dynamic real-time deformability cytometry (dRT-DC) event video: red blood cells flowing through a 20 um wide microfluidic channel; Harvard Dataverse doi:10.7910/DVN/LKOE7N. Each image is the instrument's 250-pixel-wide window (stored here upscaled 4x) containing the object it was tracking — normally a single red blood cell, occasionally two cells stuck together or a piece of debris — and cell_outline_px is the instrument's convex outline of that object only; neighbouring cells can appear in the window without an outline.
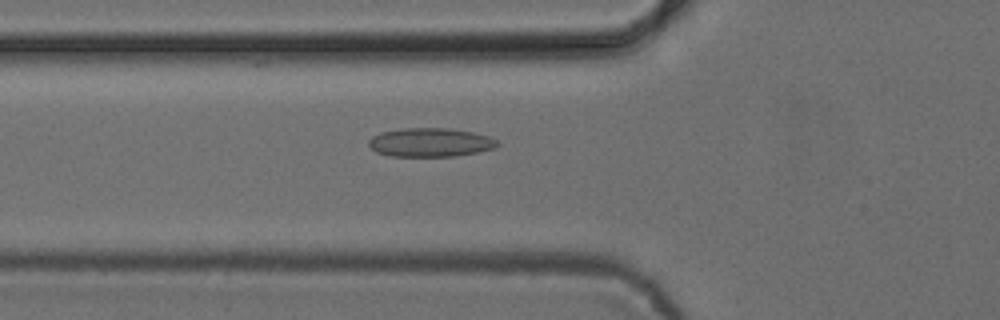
{"species": "common noctule bat (a hibernating species)", "species_latin": "Nyctalus noctula", "temperature_condition": "cold", "stored_images_in_passage": 47, "camera_frame_rate_fps": 3000, "um_per_image_px": 0.085, "animal": {"sex": "female", "body_mass_g": 24.6, "forearm_length_mm": 56.2}, "frame": {"image": 1, "passage_image": 14, "time_ms": 4.333, "image_size_px": [1000, 320], "cell_outline_px": [[500, 144], [496, 148], [480, 152], [456, 156], [392, 156], [376, 152], [368, 144], [368, 140], [372, 136], [380, 132], [404, 128], [448, 128], [472, 132], [488, 136], [496, 140]], "centroid_in_image_um": [36.59, 12.1], "position_along_channel_um": 89.2, "area_um2": 21.68}}
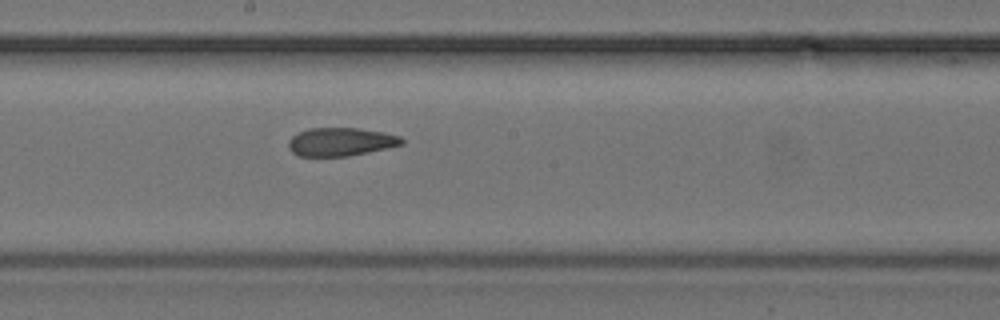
{"frame": {"image": 2, "passage_image": 24, "time_ms": 7.667, "image_size_px": [1000, 320], "cell_outline_px": [[404, 144], [368, 152], [348, 156], [296, 156], [288, 148], [288, 140], [292, 136], [308, 128], [356, 128], [384, 132], [400, 136], [404, 140]], "centroid_in_image_um": [28.94, 12.05], "position_along_channel_um": 219.3, "area_um2": 18.73}}
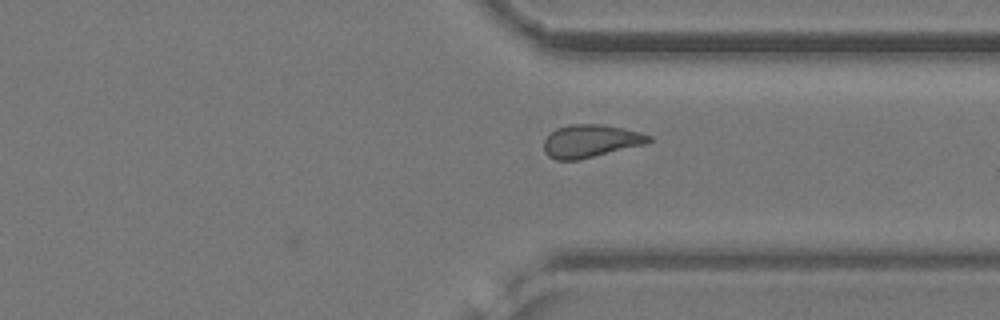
{"frame": {"image": 3, "passage_image": 35, "time_ms": 11.333, "image_size_px": [1000, 320], "cell_outline_px": [[652, 140], [648, 144], [580, 160], [556, 160], [548, 156], [544, 152], [544, 140], [556, 128], [568, 124], [600, 124], [624, 128], [640, 132], [652, 136]], "centroid_in_image_um": [50.23, 12.0], "position_along_channel_um": 361.2, "area_um2": 20.4}, "authors_computed_cell_mechanics": {"area_um2": 20.1722, "velocity_mm_per_s": 3.8854, "shape_relaxation_time_tau1_ms": null, "shape_relaxation_time_tau2_ms": 2.8367, "deformation_change_tau1": null, "deformation_change_tau2": 0.1023}}